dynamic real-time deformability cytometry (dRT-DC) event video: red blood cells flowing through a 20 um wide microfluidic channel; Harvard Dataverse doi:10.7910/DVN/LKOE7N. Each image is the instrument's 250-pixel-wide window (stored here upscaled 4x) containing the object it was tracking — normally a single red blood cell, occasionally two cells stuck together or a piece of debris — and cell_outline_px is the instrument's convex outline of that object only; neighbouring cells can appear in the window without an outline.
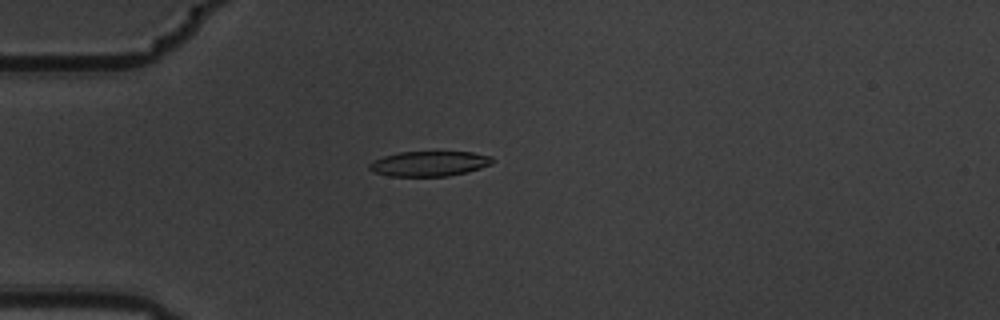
{"species": "common noctule bat (a hibernating species)", "species_latin": "Nyctalus noctula", "temperature_condition": "warm", "stored_images_in_passage": 1, "camera_frame_rate_fps": 3000, "um_per_image_px": 0.085, "animal": {"sex": "male", "body_mass_g": 19.5, "forearm_length_mm": 54.6}, "frame": {"image": 1, "passage_image": 1, "time_ms": 0.0, "image_size_px": [1000, 320], "cell_outline_px": [[492, 164], [468, 172], [448, 176], [388, 176], [372, 172], [368, 168], [368, 164], [372, 160], [384, 156], [400, 152], [472, 152], [492, 156]], "centroid_in_image_um": [36.45, 13.91], "position_along_channel_um": 48.5, "area_um2": 18.09}}